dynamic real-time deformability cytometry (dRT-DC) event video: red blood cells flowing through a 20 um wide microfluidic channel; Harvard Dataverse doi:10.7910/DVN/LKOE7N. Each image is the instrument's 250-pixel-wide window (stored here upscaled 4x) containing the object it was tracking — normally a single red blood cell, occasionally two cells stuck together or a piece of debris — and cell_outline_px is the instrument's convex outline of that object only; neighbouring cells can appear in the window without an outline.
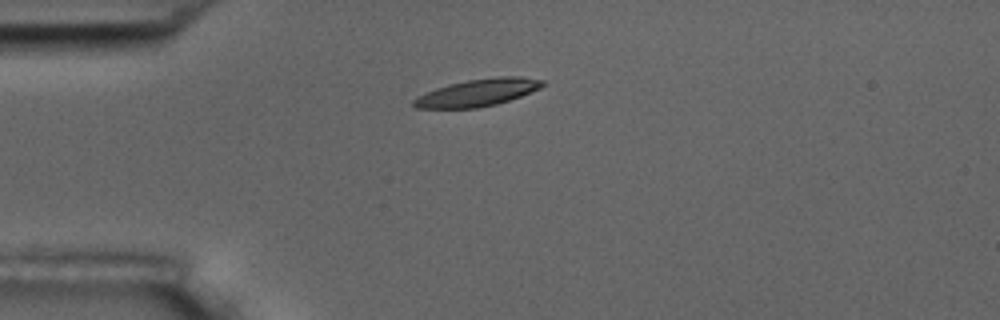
{"species": "common noctule bat (a hibernating species)", "species_latin": "Nyctalus noctula", "temperature_condition": "room temperature", "stored_images_in_passage": 36, "camera_frame_rate_fps": 3000, "um_per_image_px": 0.085, "animal": {"sex": "male", "body_mass_g": 17.5, "forearm_length_mm": 52.3}, "frame": {"image": 1, "passage_image": 1, "time_ms": 0.0, "image_size_px": [1000, 320], "cell_outline_px": [[548, 84], [540, 88], [520, 96], [496, 104], [476, 108], [416, 108], [412, 104], [412, 100], [436, 88], [448, 84], [468, 80], [500, 76], [516, 76], [544, 80]], "centroid_in_image_um": [40.63, 7.87], "position_along_channel_um": 44.4, "area_um2": 20.23}}
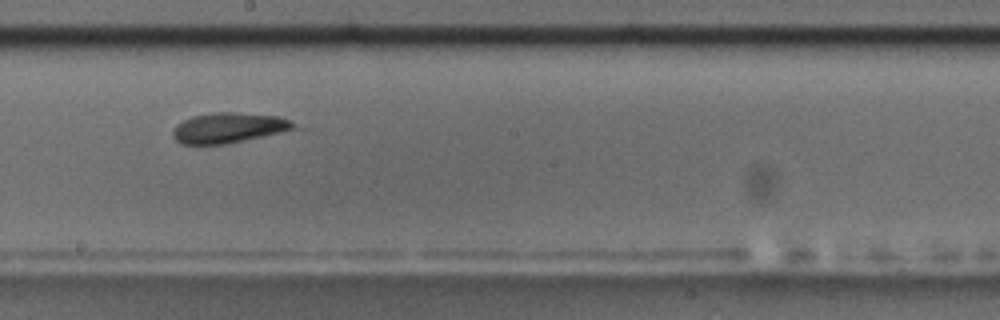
{"frame": {"image": 2, "passage_image": 18, "time_ms": 5.667, "image_size_px": [1000, 320], "cell_outline_px": [[296, 128], [280, 132], [244, 140], [224, 144], [180, 144], [172, 136], [172, 132], [176, 124], [192, 116], [212, 112], [232, 112], [276, 116], [288, 120]], "centroid_in_image_um": [19.33, 10.86], "position_along_channel_um": 228.9, "area_um2": 20.92}}
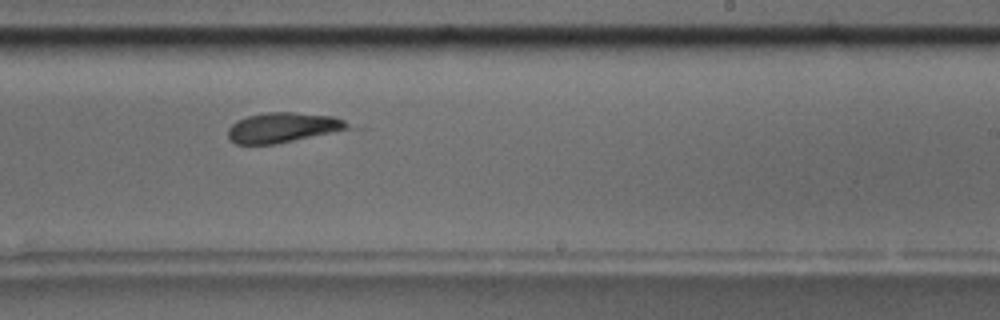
{"frame": {"image": 3, "passage_image": 21, "time_ms": 6.667, "image_size_px": [1000, 320], "cell_outline_px": [[364, 128], [272, 144], [236, 144], [228, 140], [228, 128], [236, 120], [248, 116], [264, 112], [296, 112], [332, 116], [344, 120]], "centroid_in_image_um": [24.2, 10.84], "position_along_channel_um": 264.8, "area_um2": 21.79}, "authors_computed_cell_mechanics": {"area_um2": 21.0103, "velocity_mm_per_s": 3.6325, "shape_relaxation_time_tau1_ms": 3.4848, "shape_relaxation_time_tau2_ms": 2.3745, "deformation_change_tau1": 0.1139, "deformation_change_tau2": 0.1028}}